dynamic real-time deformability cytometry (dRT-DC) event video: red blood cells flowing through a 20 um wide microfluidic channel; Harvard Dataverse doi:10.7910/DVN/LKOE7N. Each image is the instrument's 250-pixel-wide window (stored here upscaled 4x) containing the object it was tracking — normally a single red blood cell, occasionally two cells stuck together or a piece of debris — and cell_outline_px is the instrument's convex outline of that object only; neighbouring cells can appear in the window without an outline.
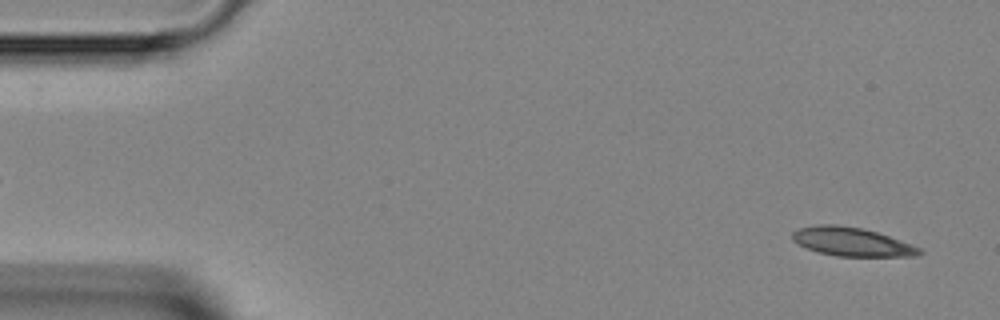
{"species": "Egyptian fruit bat (a non-hibernating species)", "species_latin": "Rousettus aegyptiacus", "temperature_condition": "room temperature", "stored_images_in_passage": 13, "camera_frame_rate_fps": 3000, "um_per_image_px": 0.085, "animal": {"sex": "female"}, "frame": {"image": 1, "passage_image": 2, "time_ms": 0.333, "image_size_px": [1000, 320], "cell_outline_px": [[924, 252], [916, 256], [836, 256], [816, 252], [804, 248], [796, 244], [792, 240], [792, 232], [796, 228], [820, 224], [836, 224], [860, 228], [876, 232], [900, 240], [920, 248]], "centroid_in_image_um": [72.32, 20.55], "position_along_channel_um": 12.7, "area_um2": 21.33}}
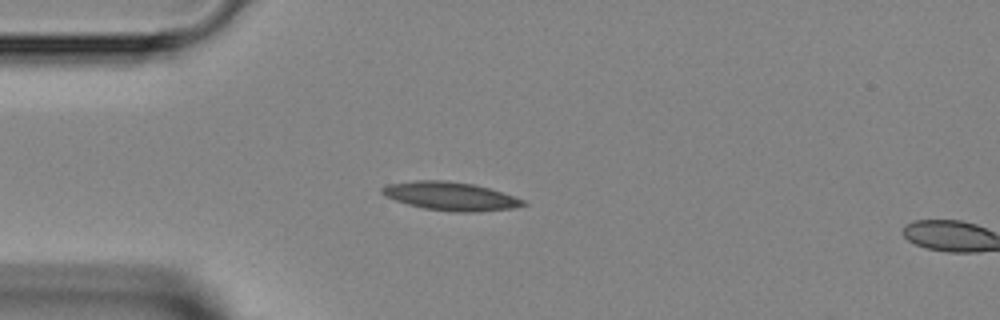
{"frame": {"image": 2, "passage_image": 11, "time_ms": 3.333, "image_size_px": [1000, 320], "cell_outline_px": [[528, 204], [512, 208], [476, 212], [456, 212], [424, 208], [408, 204], [384, 196], [380, 192], [380, 188], [388, 184], [416, 180], [444, 180], [472, 184], [488, 188], [524, 200]], "centroid_in_image_um": [38.25, 16.67], "position_along_channel_um": 46.8, "area_um2": 23.12}}